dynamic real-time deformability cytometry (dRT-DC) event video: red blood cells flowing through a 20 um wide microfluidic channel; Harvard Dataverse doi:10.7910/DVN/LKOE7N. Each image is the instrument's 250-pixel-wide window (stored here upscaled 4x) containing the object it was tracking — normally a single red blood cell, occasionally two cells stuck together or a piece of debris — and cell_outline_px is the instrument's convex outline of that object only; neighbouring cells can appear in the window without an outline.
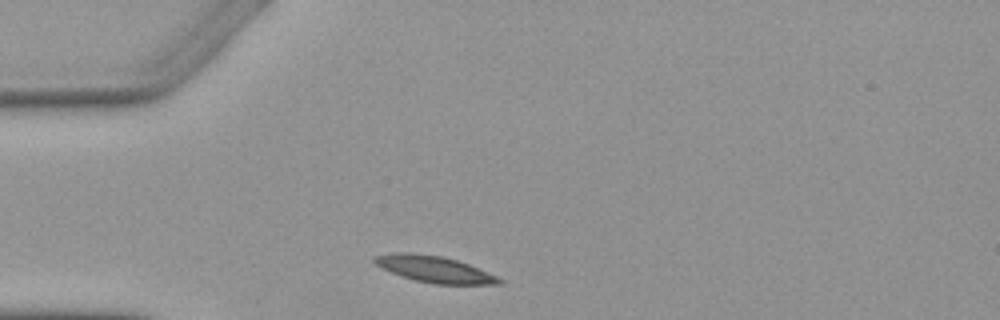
{"species": "Egyptian fruit bat (a non-hibernating species)", "species_latin": "Rousettus aegyptiacus", "temperature_condition": "warm", "stored_images_in_passage": 2, "camera_frame_rate_fps": 3000, "um_per_image_px": 0.085, "animal": {"sex": "female"}, "frame": {"image": 1, "passage_image": 1, "time_ms": 0.0, "image_size_px": [1000, 320], "cell_outline_px": [[504, 280], [500, 284], [436, 284], [416, 280], [400, 276], [376, 264], [372, 260], [376, 256], [396, 252], [412, 252], [440, 256], [456, 260], [468, 264], [496, 276]], "centroid_in_image_um": [36.92, 22.88], "position_along_channel_um": 48.1, "area_um2": 18.84}}